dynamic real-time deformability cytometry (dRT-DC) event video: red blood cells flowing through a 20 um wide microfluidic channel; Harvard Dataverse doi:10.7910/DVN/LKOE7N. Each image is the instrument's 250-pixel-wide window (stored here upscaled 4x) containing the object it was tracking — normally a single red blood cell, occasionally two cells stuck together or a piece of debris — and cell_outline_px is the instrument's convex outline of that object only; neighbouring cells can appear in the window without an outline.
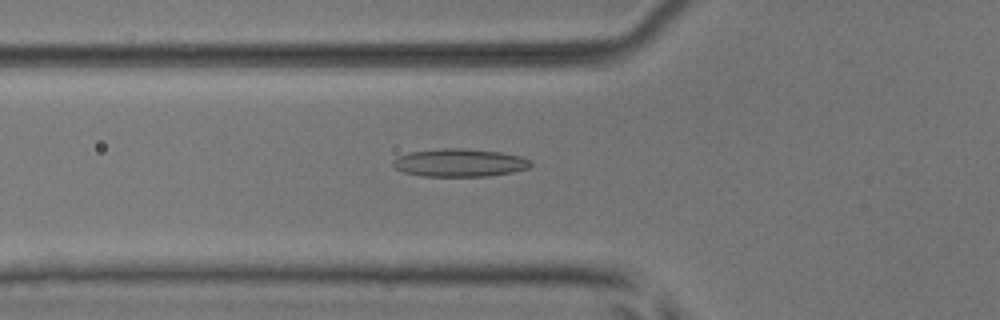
{"species": "common noctule bat (a hibernating species)", "species_latin": "Nyctalus noctula", "temperature_condition": "room temperature", "stored_images_in_passage": 52, "camera_frame_rate_fps": 3000, "um_per_image_px": 0.085, "animal": {"sex": "male", "body_mass_g": 17.9, "forearm_length_mm": 54.2}, "frame": {"image": 1, "passage_image": 19, "time_ms": 6.0, "image_size_px": [1000, 320], "cell_outline_px": [[532, 164], [528, 168], [512, 172], [488, 176], [424, 176], [404, 172], [396, 168], [392, 164], [392, 160], [396, 156], [408, 152], [440, 148], [464, 148], [500, 152], [520, 156], [532, 160]], "centroid_in_image_um": [39.05, 13.82], "position_along_channel_um": 86.8, "area_um2": 22.54}}
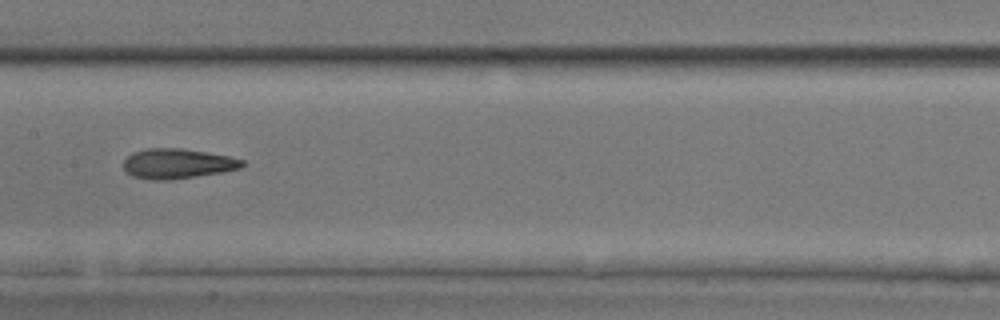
{"frame": {"image": 2, "passage_image": 27, "time_ms": 8.667, "image_size_px": [1000, 320], "cell_outline_px": [[244, 164], [240, 168], [220, 172], [172, 180], [160, 180], [132, 176], [124, 168], [124, 160], [132, 152], [148, 148], [184, 148], [228, 156], [244, 160]], "centroid_in_image_um": [15.08, 13.89], "position_along_channel_um": 192.3, "area_um2": 20.52}}
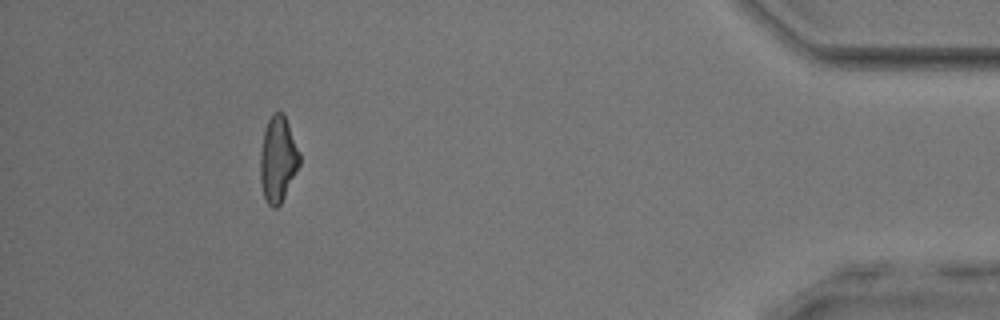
{"frame": {"image": 3, "passage_image": 48, "time_ms": 15.667, "image_size_px": [1000, 320], "cell_outline_px": [[300, 164], [280, 204], [276, 208], [272, 208], [268, 204], [264, 196], [260, 180], [260, 152], [264, 132], [268, 120], [272, 112], [284, 112], [300, 152]], "centroid_in_image_um": [23.62, 13.5], "position_along_channel_um": 411.6, "area_um2": 19.65}, "authors_computed_cell_mechanics": {"area_um2": 20.6346, "velocity_mm_per_s": 3.9501, "shape_relaxation_time_tau1_ms": 6.4113, "shape_relaxation_time_tau2_ms": 2.5291, "deformation_change_tau1": 0.1672, "deformation_change_tau2": 0.1234}}